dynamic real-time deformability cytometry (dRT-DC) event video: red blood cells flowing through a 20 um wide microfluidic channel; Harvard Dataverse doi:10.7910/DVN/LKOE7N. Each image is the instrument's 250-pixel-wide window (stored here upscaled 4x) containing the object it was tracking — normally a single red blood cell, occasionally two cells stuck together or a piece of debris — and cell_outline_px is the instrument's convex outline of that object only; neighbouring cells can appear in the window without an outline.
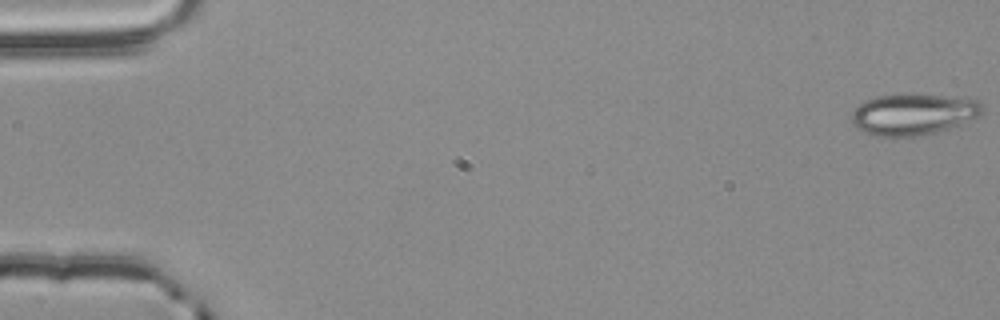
{"species": "common noctule bat (a hibernating species)", "species_latin": "Nyctalus noctula", "temperature_condition": "room temperature", "stored_images_in_passage": 55, "camera_frame_rate_fps": 3000, "um_per_image_px": 0.085, "animal": {"sex": "male", "body_mass_g": 20.4}, "frame": {"image": 1, "passage_image": 1, "time_ms": 0.0, "image_size_px": [1000, 320], "cell_outline_px": [[984, 108], [980, 116], [960, 124], [936, 132], [920, 136], [872, 136], [856, 128], [852, 120], [852, 112], [864, 100], [876, 96], [900, 92], [904, 92], [944, 96], [980, 100]], "centroid_in_image_um": [77.62, 9.69], "position_along_channel_um": 7.4, "area_um2": 31.96}}
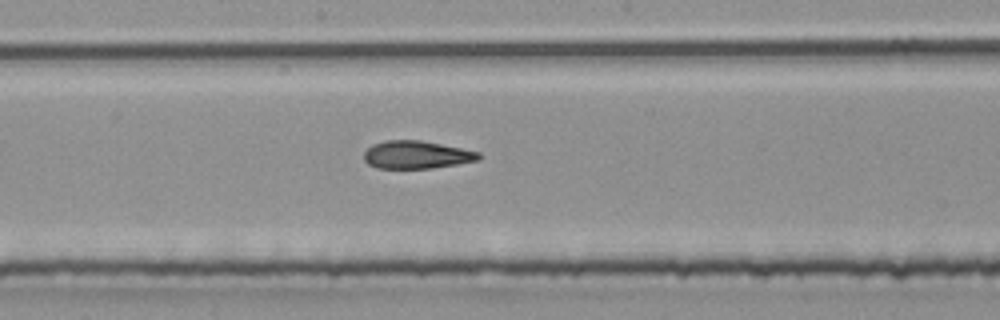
{"frame": {"image": 2, "passage_image": 30, "time_ms": 9.667, "image_size_px": [1000, 320], "cell_outline_px": [[484, 156], [480, 160], [432, 168], [376, 168], [368, 164], [364, 160], [364, 152], [372, 144], [384, 140], [420, 140], [480, 152]], "centroid_in_image_um": [35.41, 13.15], "position_along_channel_um": 212.8, "area_um2": 18.67}}
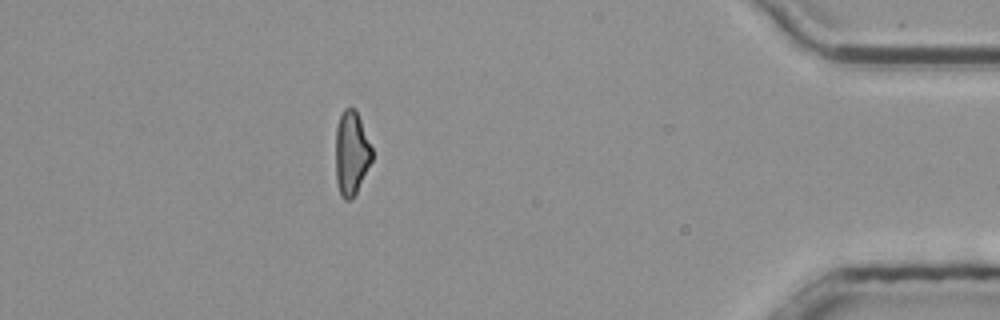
{"frame": {"image": 3, "passage_image": 49, "time_ms": 16.0, "image_size_px": [1000, 320], "cell_outline_px": [[372, 160], [352, 200], [344, 200], [340, 196], [336, 180], [336, 128], [340, 116], [344, 108], [356, 108], [372, 148]], "centroid_in_image_um": [29.86, 13.02], "position_along_channel_um": 405.3, "area_um2": 17.8}, "authors_computed_cell_mechanics": {"area_um2": 19.363, "velocity_mm_per_s": 3.8335, "shape_relaxation_time_tau1_ms": 4.9504, "shape_relaxation_time_tau2_ms": 2.0575, "deformation_change_tau1": 0.141, "deformation_change_tau2": 0.1095}}